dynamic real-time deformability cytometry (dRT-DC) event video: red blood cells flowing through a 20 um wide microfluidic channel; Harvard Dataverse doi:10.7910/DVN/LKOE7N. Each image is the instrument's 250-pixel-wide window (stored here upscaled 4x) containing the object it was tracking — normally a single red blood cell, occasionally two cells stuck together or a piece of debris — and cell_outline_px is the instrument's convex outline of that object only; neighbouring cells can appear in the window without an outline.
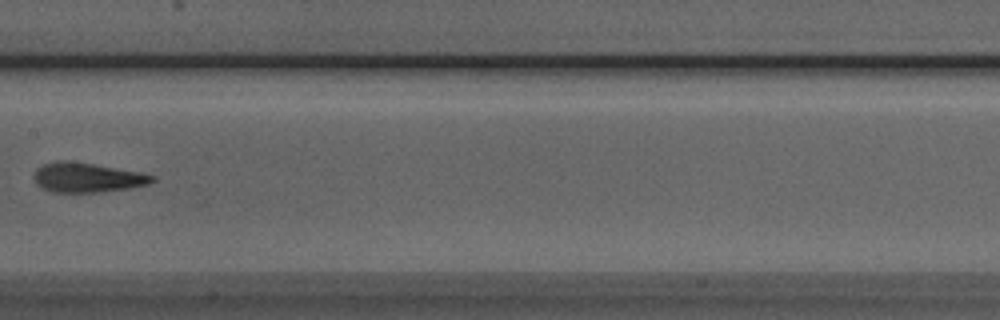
{"species": "Egyptian fruit bat (a non-hibernating species)", "species_latin": "Rousettus aegyptiacus", "temperature_condition": "room temperature", "stored_images_in_passage": 8, "camera_frame_rate_fps": 3000, "um_per_image_px": 0.085, "animal": {"sex": "male"}, "frame": {"image": 1, "passage_image": 8, "time_ms": 8.0, "image_size_px": [1000, 320], "cell_outline_px": [[156, 180], [148, 184], [128, 188], [96, 192], [52, 192], [40, 188], [36, 184], [32, 176], [36, 168], [44, 164], [56, 160], [68, 160], [140, 172], [156, 176]], "centroid_in_image_um": [7.35, 15.08], "position_along_channel_um": 200.0, "area_um2": 20.46}}